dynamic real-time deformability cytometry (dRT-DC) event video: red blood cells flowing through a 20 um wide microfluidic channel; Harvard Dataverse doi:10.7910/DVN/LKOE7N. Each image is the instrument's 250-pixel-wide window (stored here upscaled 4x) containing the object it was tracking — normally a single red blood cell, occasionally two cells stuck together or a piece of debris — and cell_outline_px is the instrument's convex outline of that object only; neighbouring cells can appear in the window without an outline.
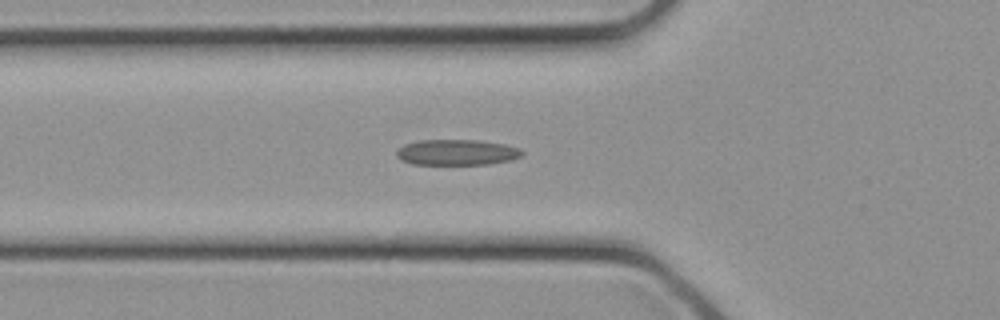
{"species": "common noctule bat (a hibernating species)", "species_latin": "Nyctalus noctula", "temperature_condition": "cold", "stored_images_in_passage": 22, "camera_frame_rate_fps": 3000, "um_per_image_px": 0.085, "animal": {"sex": "female", "body_mass_g": 21.9}, "frame": {"image": 1, "passage_image": 10, "time_ms": 3.0, "image_size_px": [1000, 320], "cell_outline_px": [[524, 156], [512, 160], [488, 164], [412, 164], [400, 160], [396, 156], [396, 152], [404, 144], [416, 140], [476, 140], [504, 144], [520, 148], [524, 152]], "centroid_in_image_um": [38.85, 12.95], "position_along_channel_um": 87.0, "area_um2": 18.96}}
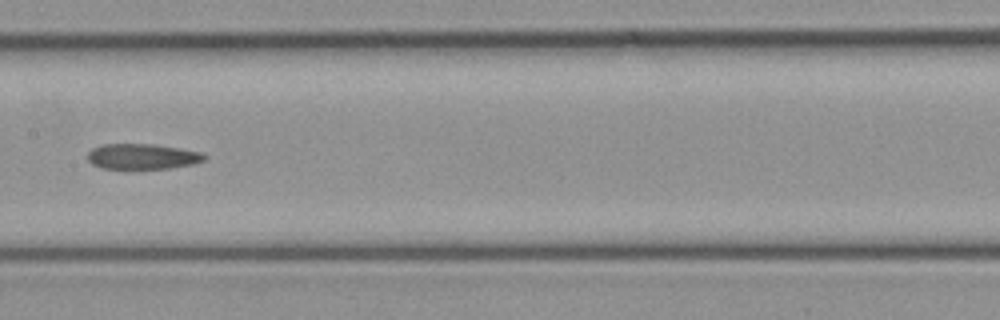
{"frame": {"image": 2, "passage_image": 15, "time_ms": 4.667, "image_size_px": [1000, 320], "cell_outline_px": [[208, 156], [204, 160], [192, 164], [172, 168], [104, 168], [92, 164], [88, 160], [88, 152], [92, 148], [100, 144], [156, 144], [180, 148], [200, 152]], "centroid_in_image_um": [12.1, 13.29], "position_along_channel_um": 195.3, "area_um2": 17.28}}
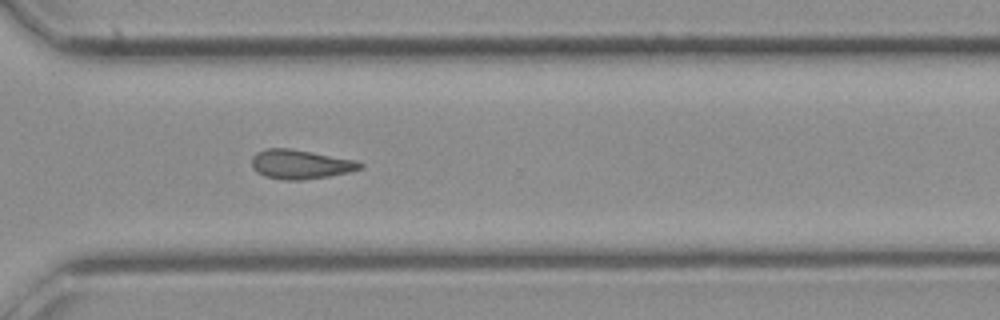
{"frame": {"image": 3, "passage_image": 22, "time_ms": 7.0, "image_size_px": [1000, 320], "cell_outline_px": [[364, 168], [348, 172], [328, 176], [300, 180], [284, 180], [264, 176], [256, 172], [252, 168], [252, 156], [256, 152], [268, 148], [288, 148], [312, 152], [356, 160], [364, 164]], "centroid_in_image_um": [25.52, 13.96], "position_along_channel_um": 345.1, "area_um2": 18.5}}